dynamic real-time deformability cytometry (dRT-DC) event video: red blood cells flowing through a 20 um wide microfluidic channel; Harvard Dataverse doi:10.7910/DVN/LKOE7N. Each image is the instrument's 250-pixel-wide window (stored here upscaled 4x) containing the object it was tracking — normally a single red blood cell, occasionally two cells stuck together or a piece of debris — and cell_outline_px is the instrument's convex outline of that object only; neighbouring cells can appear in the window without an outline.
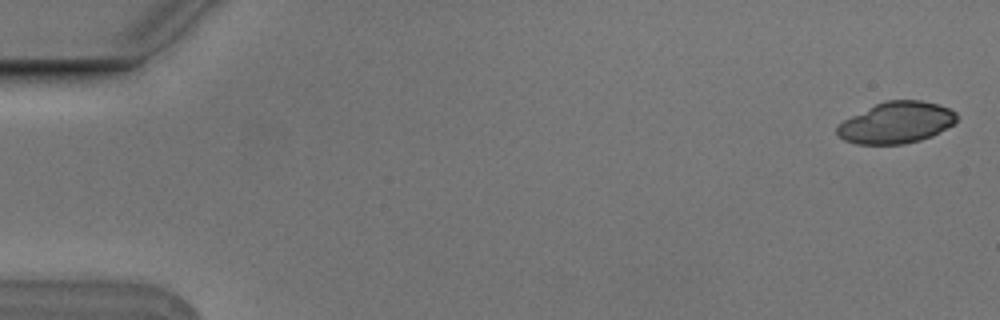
{"species": "Egyptian fruit bat (a non-hibernating species)", "species_latin": "Rousettus aegyptiacus", "temperature_condition": "cold", "stored_images_in_passage": 6, "camera_frame_rate_fps": 3000, "um_per_image_px": 0.085, "animal": {"sex": "male"}, "frame": {"image": 1, "passage_image": 1, "time_ms": 0.0, "image_size_px": [1000, 320], "cell_outline_px": [[956, 120], [952, 124], [940, 132], [932, 136], [920, 140], [904, 144], [856, 144], [844, 140], [836, 132], [836, 128], [844, 120], [884, 100], [920, 100], [940, 104], [956, 112]], "centroid_in_image_um": [76.2, 10.42], "position_along_channel_um": 8.8, "area_um2": 28.67}}